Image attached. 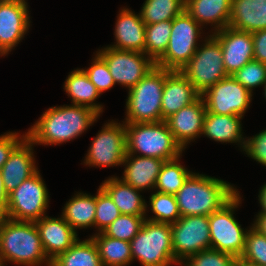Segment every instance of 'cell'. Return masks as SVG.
<instances>
[{
    "mask_svg": "<svg viewBox=\"0 0 266 266\" xmlns=\"http://www.w3.org/2000/svg\"><path fill=\"white\" fill-rule=\"evenodd\" d=\"M99 117L86 106L50 107L26 133L34 145H58L82 135Z\"/></svg>",
    "mask_w": 266,
    "mask_h": 266,
    "instance_id": "cell-1",
    "label": "cell"
},
{
    "mask_svg": "<svg viewBox=\"0 0 266 266\" xmlns=\"http://www.w3.org/2000/svg\"><path fill=\"white\" fill-rule=\"evenodd\" d=\"M237 192L236 187L222 179L193 172L175 194V198L181 217L209 216Z\"/></svg>",
    "mask_w": 266,
    "mask_h": 266,
    "instance_id": "cell-2",
    "label": "cell"
},
{
    "mask_svg": "<svg viewBox=\"0 0 266 266\" xmlns=\"http://www.w3.org/2000/svg\"><path fill=\"white\" fill-rule=\"evenodd\" d=\"M0 260L22 266H49L41 239L32 221L4 217L0 224Z\"/></svg>",
    "mask_w": 266,
    "mask_h": 266,
    "instance_id": "cell-3",
    "label": "cell"
},
{
    "mask_svg": "<svg viewBox=\"0 0 266 266\" xmlns=\"http://www.w3.org/2000/svg\"><path fill=\"white\" fill-rule=\"evenodd\" d=\"M127 154L154 157L164 161L182 156V147L174 139L165 121L125 123Z\"/></svg>",
    "mask_w": 266,
    "mask_h": 266,
    "instance_id": "cell-4",
    "label": "cell"
},
{
    "mask_svg": "<svg viewBox=\"0 0 266 266\" xmlns=\"http://www.w3.org/2000/svg\"><path fill=\"white\" fill-rule=\"evenodd\" d=\"M165 69L155 66L128 90L124 123L162 121L161 100Z\"/></svg>",
    "mask_w": 266,
    "mask_h": 266,
    "instance_id": "cell-5",
    "label": "cell"
},
{
    "mask_svg": "<svg viewBox=\"0 0 266 266\" xmlns=\"http://www.w3.org/2000/svg\"><path fill=\"white\" fill-rule=\"evenodd\" d=\"M132 261L142 266H170L179 264L174 258L172 227L169 223L145 219L137 235L130 241Z\"/></svg>",
    "mask_w": 266,
    "mask_h": 266,
    "instance_id": "cell-6",
    "label": "cell"
},
{
    "mask_svg": "<svg viewBox=\"0 0 266 266\" xmlns=\"http://www.w3.org/2000/svg\"><path fill=\"white\" fill-rule=\"evenodd\" d=\"M203 27L184 10L172 20L170 40L164 54L155 62V66L169 70L180 71L193 57L200 46Z\"/></svg>",
    "mask_w": 266,
    "mask_h": 266,
    "instance_id": "cell-7",
    "label": "cell"
},
{
    "mask_svg": "<svg viewBox=\"0 0 266 266\" xmlns=\"http://www.w3.org/2000/svg\"><path fill=\"white\" fill-rule=\"evenodd\" d=\"M202 44L180 70L200 95L229 76L224 68L220 43L210 33Z\"/></svg>",
    "mask_w": 266,
    "mask_h": 266,
    "instance_id": "cell-8",
    "label": "cell"
},
{
    "mask_svg": "<svg viewBox=\"0 0 266 266\" xmlns=\"http://www.w3.org/2000/svg\"><path fill=\"white\" fill-rule=\"evenodd\" d=\"M238 191L219 210L209 215L210 248L240 258L245 248L247 229L241 227L234 211L241 204Z\"/></svg>",
    "mask_w": 266,
    "mask_h": 266,
    "instance_id": "cell-9",
    "label": "cell"
},
{
    "mask_svg": "<svg viewBox=\"0 0 266 266\" xmlns=\"http://www.w3.org/2000/svg\"><path fill=\"white\" fill-rule=\"evenodd\" d=\"M49 202L46 184L38 170L9 194L5 217L35 222L46 216Z\"/></svg>",
    "mask_w": 266,
    "mask_h": 266,
    "instance_id": "cell-10",
    "label": "cell"
},
{
    "mask_svg": "<svg viewBox=\"0 0 266 266\" xmlns=\"http://www.w3.org/2000/svg\"><path fill=\"white\" fill-rule=\"evenodd\" d=\"M91 142L84 164L99 168L122 165L127 154L125 123H105Z\"/></svg>",
    "mask_w": 266,
    "mask_h": 266,
    "instance_id": "cell-11",
    "label": "cell"
},
{
    "mask_svg": "<svg viewBox=\"0 0 266 266\" xmlns=\"http://www.w3.org/2000/svg\"><path fill=\"white\" fill-rule=\"evenodd\" d=\"M171 227L174 258L179 265L188 257L210 249L209 216H183Z\"/></svg>",
    "mask_w": 266,
    "mask_h": 266,
    "instance_id": "cell-12",
    "label": "cell"
},
{
    "mask_svg": "<svg viewBox=\"0 0 266 266\" xmlns=\"http://www.w3.org/2000/svg\"><path fill=\"white\" fill-rule=\"evenodd\" d=\"M97 53L107 63L115 84H120L128 90L155 67V62L142 52L119 50L108 45Z\"/></svg>",
    "mask_w": 266,
    "mask_h": 266,
    "instance_id": "cell-13",
    "label": "cell"
},
{
    "mask_svg": "<svg viewBox=\"0 0 266 266\" xmlns=\"http://www.w3.org/2000/svg\"><path fill=\"white\" fill-rule=\"evenodd\" d=\"M252 96L232 75L217 82L201 95L207 112L242 117L250 108Z\"/></svg>",
    "mask_w": 266,
    "mask_h": 266,
    "instance_id": "cell-14",
    "label": "cell"
},
{
    "mask_svg": "<svg viewBox=\"0 0 266 266\" xmlns=\"http://www.w3.org/2000/svg\"><path fill=\"white\" fill-rule=\"evenodd\" d=\"M26 0H0V51L4 55L16 47L30 26Z\"/></svg>",
    "mask_w": 266,
    "mask_h": 266,
    "instance_id": "cell-15",
    "label": "cell"
},
{
    "mask_svg": "<svg viewBox=\"0 0 266 266\" xmlns=\"http://www.w3.org/2000/svg\"><path fill=\"white\" fill-rule=\"evenodd\" d=\"M221 45L223 64L228 75L254 60L253 36L250 32L225 27L211 34Z\"/></svg>",
    "mask_w": 266,
    "mask_h": 266,
    "instance_id": "cell-16",
    "label": "cell"
},
{
    "mask_svg": "<svg viewBox=\"0 0 266 266\" xmlns=\"http://www.w3.org/2000/svg\"><path fill=\"white\" fill-rule=\"evenodd\" d=\"M206 112L205 103L200 96L195 102L183 107L165 120L174 139L183 150L191 141L202 136Z\"/></svg>",
    "mask_w": 266,
    "mask_h": 266,
    "instance_id": "cell-17",
    "label": "cell"
},
{
    "mask_svg": "<svg viewBox=\"0 0 266 266\" xmlns=\"http://www.w3.org/2000/svg\"><path fill=\"white\" fill-rule=\"evenodd\" d=\"M41 244L47 258L52 261L65 252L77 240L78 235L62 216L52 218L43 216L35 221Z\"/></svg>",
    "mask_w": 266,
    "mask_h": 266,
    "instance_id": "cell-18",
    "label": "cell"
},
{
    "mask_svg": "<svg viewBox=\"0 0 266 266\" xmlns=\"http://www.w3.org/2000/svg\"><path fill=\"white\" fill-rule=\"evenodd\" d=\"M33 147V142L26 137L12 151L1 168L4 187L8 195L24 180H27L38 171V167L35 165Z\"/></svg>",
    "mask_w": 266,
    "mask_h": 266,
    "instance_id": "cell-19",
    "label": "cell"
},
{
    "mask_svg": "<svg viewBox=\"0 0 266 266\" xmlns=\"http://www.w3.org/2000/svg\"><path fill=\"white\" fill-rule=\"evenodd\" d=\"M201 95L180 71L165 69V85L162 93V121L183 107L195 102Z\"/></svg>",
    "mask_w": 266,
    "mask_h": 266,
    "instance_id": "cell-20",
    "label": "cell"
},
{
    "mask_svg": "<svg viewBox=\"0 0 266 266\" xmlns=\"http://www.w3.org/2000/svg\"><path fill=\"white\" fill-rule=\"evenodd\" d=\"M145 30L146 25L140 13L135 14L129 8H122L117 16L114 29L116 43L109 47L144 53Z\"/></svg>",
    "mask_w": 266,
    "mask_h": 266,
    "instance_id": "cell-21",
    "label": "cell"
},
{
    "mask_svg": "<svg viewBox=\"0 0 266 266\" xmlns=\"http://www.w3.org/2000/svg\"><path fill=\"white\" fill-rule=\"evenodd\" d=\"M165 161L154 157H142L126 154L123 166L124 173L120 179L139 191L155 190L157 176Z\"/></svg>",
    "mask_w": 266,
    "mask_h": 266,
    "instance_id": "cell-22",
    "label": "cell"
},
{
    "mask_svg": "<svg viewBox=\"0 0 266 266\" xmlns=\"http://www.w3.org/2000/svg\"><path fill=\"white\" fill-rule=\"evenodd\" d=\"M231 5L232 0H185V10L198 24L214 26L211 33L229 26Z\"/></svg>",
    "mask_w": 266,
    "mask_h": 266,
    "instance_id": "cell-23",
    "label": "cell"
},
{
    "mask_svg": "<svg viewBox=\"0 0 266 266\" xmlns=\"http://www.w3.org/2000/svg\"><path fill=\"white\" fill-rule=\"evenodd\" d=\"M242 116L206 112L202 135L221 143H238L244 151L246 138L242 132ZM240 143V144H239Z\"/></svg>",
    "mask_w": 266,
    "mask_h": 266,
    "instance_id": "cell-24",
    "label": "cell"
},
{
    "mask_svg": "<svg viewBox=\"0 0 266 266\" xmlns=\"http://www.w3.org/2000/svg\"><path fill=\"white\" fill-rule=\"evenodd\" d=\"M100 187L111 197L121 214L147 216L148 205L140 191L124 183L119 177L105 179Z\"/></svg>",
    "mask_w": 266,
    "mask_h": 266,
    "instance_id": "cell-25",
    "label": "cell"
},
{
    "mask_svg": "<svg viewBox=\"0 0 266 266\" xmlns=\"http://www.w3.org/2000/svg\"><path fill=\"white\" fill-rule=\"evenodd\" d=\"M229 27L250 33L266 29V0H232Z\"/></svg>",
    "mask_w": 266,
    "mask_h": 266,
    "instance_id": "cell-26",
    "label": "cell"
},
{
    "mask_svg": "<svg viewBox=\"0 0 266 266\" xmlns=\"http://www.w3.org/2000/svg\"><path fill=\"white\" fill-rule=\"evenodd\" d=\"M64 90L71 98L72 104L86 106L99 115L102 114L103 105L95 103L101 94L83 69L78 68L70 72L64 82Z\"/></svg>",
    "mask_w": 266,
    "mask_h": 266,
    "instance_id": "cell-27",
    "label": "cell"
},
{
    "mask_svg": "<svg viewBox=\"0 0 266 266\" xmlns=\"http://www.w3.org/2000/svg\"><path fill=\"white\" fill-rule=\"evenodd\" d=\"M96 213V195L77 192L63 207L61 216L71 228L77 229L94 227Z\"/></svg>",
    "mask_w": 266,
    "mask_h": 266,
    "instance_id": "cell-28",
    "label": "cell"
},
{
    "mask_svg": "<svg viewBox=\"0 0 266 266\" xmlns=\"http://www.w3.org/2000/svg\"><path fill=\"white\" fill-rule=\"evenodd\" d=\"M90 237L97 246L103 266H127L132 263L130 242L108 237L103 232Z\"/></svg>",
    "mask_w": 266,
    "mask_h": 266,
    "instance_id": "cell-29",
    "label": "cell"
},
{
    "mask_svg": "<svg viewBox=\"0 0 266 266\" xmlns=\"http://www.w3.org/2000/svg\"><path fill=\"white\" fill-rule=\"evenodd\" d=\"M54 266H103L93 239L78 240L51 261Z\"/></svg>",
    "mask_w": 266,
    "mask_h": 266,
    "instance_id": "cell-30",
    "label": "cell"
},
{
    "mask_svg": "<svg viewBox=\"0 0 266 266\" xmlns=\"http://www.w3.org/2000/svg\"><path fill=\"white\" fill-rule=\"evenodd\" d=\"M181 156L165 161L157 176L155 189L161 193L175 195L193 173L180 163Z\"/></svg>",
    "mask_w": 266,
    "mask_h": 266,
    "instance_id": "cell-31",
    "label": "cell"
},
{
    "mask_svg": "<svg viewBox=\"0 0 266 266\" xmlns=\"http://www.w3.org/2000/svg\"><path fill=\"white\" fill-rule=\"evenodd\" d=\"M185 10V0H145L140 10L145 25L173 20Z\"/></svg>",
    "mask_w": 266,
    "mask_h": 266,
    "instance_id": "cell-32",
    "label": "cell"
},
{
    "mask_svg": "<svg viewBox=\"0 0 266 266\" xmlns=\"http://www.w3.org/2000/svg\"><path fill=\"white\" fill-rule=\"evenodd\" d=\"M172 20L146 25L144 53L156 62L166 51Z\"/></svg>",
    "mask_w": 266,
    "mask_h": 266,
    "instance_id": "cell-33",
    "label": "cell"
},
{
    "mask_svg": "<svg viewBox=\"0 0 266 266\" xmlns=\"http://www.w3.org/2000/svg\"><path fill=\"white\" fill-rule=\"evenodd\" d=\"M149 205L154 216L145 218L150 221L160 222V223H175L180 218V212L178 209V204L175 195H170L167 193H161L155 190L149 198Z\"/></svg>",
    "mask_w": 266,
    "mask_h": 266,
    "instance_id": "cell-34",
    "label": "cell"
},
{
    "mask_svg": "<svg viewBox=\"0 0 266 266\" xmlns=\"http://www.w3.org/2000/svg\"><path fill=\"white\" fill-rule=\"evenodd\" d=\"M238 263L266 266V236L253 226L246 233L245 248Z\"/></svg>",
    "mask_w": 266,
    "mask_h": 266,
    "instance_id": "cell-35",
    "label": "cell"
},
{
    "mask_svg": "<svg viewBox=\"0 0 266 266\" xmlns=\"http://www.w3.org/2000/svg\"><path fill=\"white\" fill-rule=\"evenodd\" d=\"M146 216L121 214L103 233L108 237L130 242L141 229Z\"/></svg>",
    "mask_w": 266,
    "mask_h": 266,
    "instance_id": "cell-36",
    "label": "cell"
},
{
    "mask_svg": "<svg viewBox=\"0 0 266 266\" xmlns=\"http://www.w3.org/2000/svg\"><path fill=\"white\" fill-rule=\"evenodd\" d=\"M121 215L111 197L99 186L96 194V213L94 227L103 232L116 218Z\"/></svg>",
    "mask_w": 266,
    "mask_h": 266,
    "instance_id": "cell-37",
    "label": "cell"
},
{
    "mask_svg": "<svg viewBox=\"0 0 266 266\" xmlns=\"http://www.w3.org/2000/svg\"><path fill=\"white\" fill-rule=\"evenodd\" d=\"M232 76L251 93L256 87L266 84V64L251 60Z\"/></svg>",
    "mask_w": 266,
    "mask_h": 266,
    "instance_id": "cell-38",
    "label": "cell"
},
{
    "mask_svg": "<svg viewBox=\"0 0 266 266\" xmlns=\"http://www.w3.org/2000/svg\"><path fill=\"white\" fill-rule=\"evenodd\" d=\"M181 266H237L238 259L231 254L214 249L202 250L188 257Z\"/></svg>",
    "mask_w": 266,
    "mask_h": 266,
    "instance_id": "cell-39",
    "label": "cell"
},
{
    "mask_svg": "<svg viewBox=\"0 0 266 266\" xmlns=\"http://www.w3.org/2000/svg\"><path fill=\"white\" fill-rule=\"evenodd\" d=\"M92 64L87 69H83L90 81L95 85L100 94L115 86L109 67L105 60L96 52L92 59Z\"/></svg>",
    "mask_w": 266,
    "mask_h": 266,
    "instance_id": "cell-40",
    "label": "cell"
},
{
    "mask_svg": "<svg viewBox=\"0 0 266 266\" xmlns=\"http://www.w3.org/2000/svg\"><path fill=\"white\" fill-rule=\"evenodd\" d=\"M244 151L247 156L266 166V129L246 139Z\"/></svg>",
    "mask_w": 266,
    "mask_h": 266,
    "instance_id": "cell-41",
    "label": "cell"
},
{
    "mask_svg": "<svg viewBox=\"0 0 266 266\" xmlns=\"http://www.w3.org/2000/svg\"><path fill=\"white\" fill-rule=\"evenodd\" d=\"M27 137V133L7 132L0 135V170L12 151Z\"/></svg>",
    "mask_w": 266,
    "mask_h": 266,
    "instance_id": "cell-42",
    "label": "cell"
},
{
    "mask_svg": "<svg viewBox=\"0 0 266 266\" xmlns=\"http://www.w3.org/2000/svg\"><path fill=\"white\" fill-rule=\"evenodd\" d=\"M254 60L266 64V29L252 33Z\"/></svg>",
    "mask_w": 266,
    "mask_h": 266,
    "instance_id": "cell-43",
    "label": "cell"
},
{
    "mask_svg": "<svg viewBox=\"0 0 266 266\" xmlns=\"http://www.w3.org/2000/svg\"><path fill=\"white\" fill-rule=\"evenodd\" d=\"M8 197H9V195L7 194V192L5 190L2 174L0 171V216H2V217L6 216Z\"/></svg>",
    "mask_w": 266,
    "mask_h": 266,
    "instance_id": "cell-44",
    "label": "cell"
},
{
    "mask_svg": "<svg viewBox=\"0 0 266 266\" xmlns=\"http://www.w3.org/2000/svg\"><path fill=\"white\" fill-rule=\"evenodd\" d=\"M256 215V219L253 221L254 224H252V226L266 236V214L258 213Z\"/></svg>",
    "mask_w": 266,
    "mask_h": 266,
    "instance_id": "cell-45",
    "label": "cell"
},
{
    "mask_svg": "<svg viewBox=\"0 0 266 266\" xmlns=\"http://www.w3.org/2000/svg\"><path fill=\"white\" fill-rule=\"evenodd\" d=\"M258 198L261 207L259 213L266 214V183L261 187Z\"/></svg>",
    "mask_w": 266,
    "mask_h": 266,
    "instance_id": "cell-46",
    "label": "cell"
},
{
    "mask_svg": "<svg viewBox=\"0 0 266 266\" xmlns=\"http://www.w3.org/2000/svg\"><path fill=\"white\" fill-rule=\"evenodd\" d=\"M241 266H262V265H257V264H252V263H239Z\"/></svg>",
    "mask_w": 266,
    "mask_h": 266,
    "instance_id": "cell-47",
    "label": "cell"
},
{
    "mask_svg": "<svg viewBox=\"0 0 266 266\" xmlns=\"http://www.w3.org/2000/svg\"><path fill=\"white\" fill-rule=\"evenodd\" d=\"M264 96H265V99H266V84L264 85Z\"/></svg>",
    "mask_w": 266,
    "mask_h": 266,
    "instance_id": "cell-48",
    "label": "cell"
},
{
    "mask_svg": "<svg viewBox=\"0 0 266 266\" xmlns=\"http://www.w3.org/2000/svg\"><path fill=\"white\" fill-rule=\"evenodd\" d=\"M0 266H5V264L0 260Z\"/></svg>",
    "mask_w": 266,
    "mask_h": 266,
    "instance_id": "cell-49",
    "label": "cell"
},
{
    "mask_svg": "<svg viewBox=\"0 0 266 266\" xmlns=\"http://www.w3.org/2000/svg\"><path fill=\"white\" fill-rule=\"evenodd\" d=\"M3 218H4V217L0 216V224H1L2 220H3Z\"/></svg>",
    "mask_w": 266,
    "mask_h": 266,
    "instance_id": "cell-50",
    "label": "cell"
},
{
    "mask_svg": "<svg viewBox=\"0 0 266 266\" xmlns=\"http://www.w3.org/2000/svg\"><path fill=\"white\" fill-rule=\"evenodd\" d=\"M0 56L2 57V56H5V55L0 51Z\"/></svg>",
    "mask_w": 266,
    "mask_h": 266,
    "instance_id": "cell-51",
    "label": "cell"
}]
</instances>
